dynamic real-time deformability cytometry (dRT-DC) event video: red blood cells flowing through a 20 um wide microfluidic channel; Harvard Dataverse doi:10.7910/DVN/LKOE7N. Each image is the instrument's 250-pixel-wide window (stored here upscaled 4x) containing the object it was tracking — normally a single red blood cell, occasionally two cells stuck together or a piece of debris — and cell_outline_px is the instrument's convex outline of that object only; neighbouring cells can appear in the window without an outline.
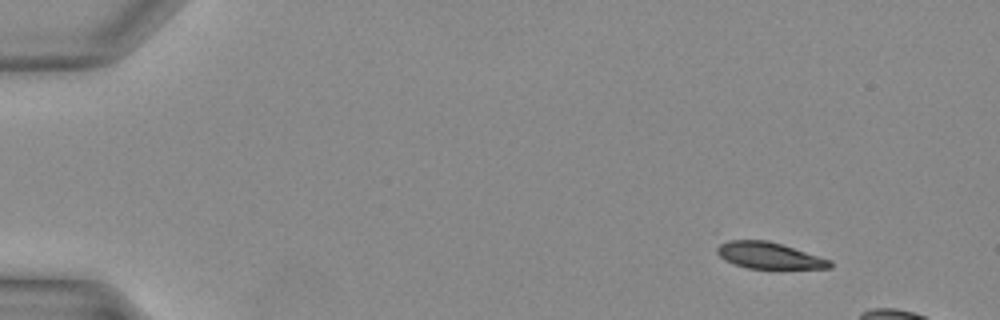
{"species": "Egyptian fruit bat (a non-hibernating species)", "species_latin": "Rousettus aegyptiacus", "temperature_condition": "warm", "stored_images_in_passage": 10, "camera_frame_rate_fps": 3000, "um_per_image_px": 0.085, "animal": {"sex": "female"}, "frame": {"image": 1, "passage_image": 4, "time_ms": 1.0, "image_size_px": [1000, 320], "cell_outline_px": [[832, 268], [748, 268], [724, 260], [716, 252], [716, 248], [720, 244], [728, 240], [768, 240], [832, 260]], "centroid_in_image_um": [65.36, 21.71], "position_along_channel_um": 19.6, "area_um2": 17.17}}